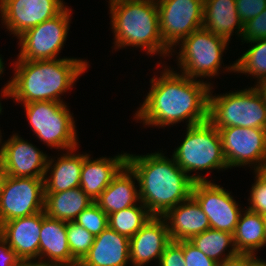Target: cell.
Returning a JSON list of instances; mask_svg holds the SVG:
<instances>
[{"mask_svg": "<svg viewBox=\"0 0 266 266\" xmlns=\"http://www.w3.org/2000/svg\"><path fill=\"white\" fill-rule=\"evenodd\" d=\"M109 5L116 49L142 47L147 54L169 56L171 50L160 35L156 0H121Z\"/></svg>", "mask_w": 266, "mask_h": 266, "instance_id": "277c9868", "label": "cell"}, {"mask_svg": "<svg viewBox=\"0 0 266 266\" xmlns=\"http://www.w3.org/2000/svg\"><path fill=\"white\" fill-rule=\"evenodd\" d=\"M3 70H4V63H3L2 58L0 57V75L3 74Z\"/></svg>", "mask_w": 266, "mask_h": 266, "instance_id": "ee69618b", "label": "cell"}, {"mask_svg": "<svg viewBox=\"0 0 266 266\" xmlns=\"http://www.w3.org/2000/svg\"><path fill=\"white\" fill-rule=\"evenodd\" d=\"M71 11L67 7L55 17L45 20L21 34L18 60L57 59L69 31Z\"/></svg>", "mask_w": 266, "mask_h": 266, "instance_id": "9c48e42d", "label": "cell"}, {"mask_svg": "<svg viewBox=\"0 0 266 266\" xmlns=\"http://www.w3.org/2000/svg\"><path fill=\"white\" fill-rule=\"evenodd\" d=\"M255 174L266 183V160L255 169Z\"/></svg>", "mask_w": 266, "mask_h": 266, "instance_id": "ab89813d", "label": "cell"}, {"mask_svg": "<svg viewBox=\"0 0 266 266\" xmlns=\"http://www.w3.org/2000/svg\"><path fill=\"white\" fill-rule=\"evenodd\" d=\"M65 8L63 0H0L1 19L17 37Z\"/></svg>", "mask_w": 266, "mask_h": 266, "instance_id": "5bb4252c", "label": "cell"}, {"mask_svg": "<svg viewBox=\"0 0 266 266\" xmlns=\"http://www.w3.org/2000/svg\"><path fill=\"white\" fill-rule=\"evenodd\" d=\"M236 9L241 22L244 24L248 20L258 16L266 9V0H235Z\"/></svg>", "mask_w": 266, "mask_h": 266, "instance_id": "e575fe53", "label": "cell"}, {"mask_svg": "<svg viewBox=\"0 0 266 266\" xmlns=\"http://www.w3.org/2000/svg\"><path fill=\"white\" fill-rule=\"evenodd\" d=\"M126 164L127 153L96 160H91L90 155L84 154L79 187L95 202Z\"/></svg>", "mask_w": 266, "mask_h": 266, "instance_id": "44dd1931", "label": "cell"}, {"mask_svg": "<svg viewBox=\"0 0 266 266\" xmlns=\"http://www.w3.org/2000/svg\"><path fill=\"white\" fill-rule=\"evenodd\" d=\"M162 218L166 221L171 241L189 240L210 229L209 219L192 196L168 210Z\"/></svg>", "mask_w": 266, "mask_h": 266, "instance_id": "d6986e66", "label": "cell"}, {"mask_svg": "<svg viewBox=\"0 0 266 266\" xmlns=\"http://www.w3.org/2000/svg\"><path fill=\"white\" fill-rule=\"evenodd\" d=\"M227 42L203 27L195 30L180 44L181 51L177 58L182 74L191 79L216 76Z\"/></svg>", "mask_w": 266, "mask_h": 266, "instance_id": "ba28073f", "label": "cell"}, {"mask_svg": "<svg viewBox=\"0 0 266 266\" xmlns=\"http://www.w3.org/2000/svg\"><path fill=\"white\" fill-rule=\"evenodd\" d=\"M241 37L247 43L258 39H266V9L243 24Z\"/></svg>", "mask_w": 266, "mask_h": 266, "instance_id": "1f68e13d", "label": "cell"}, {"mask_svg": "<svg viewBox=\"0 0 266 266\" xmlns=\"http://www.w3.org/2000/svg\"><path fill=\"white\" fill-rule=\"evenodd\" d=\"M133 171L126 164L112 179V182L95 200V203L109 216L110 214L140 204L139 190L135 187Z\"/></svg>", "mask_w": 266, "mask_h": 266, "instance_id": "7402d4cb", "label": "cell"}, {"mask_svg": "<svg viewBox=\"0 0 266 266\" xmlns=\"http://www.w3.org/2000/svg\"><path fill=\"white\" fill-rule=\"evenodd\" d=\"M41 212L6 221L0 225V235L22 260L39 256Z\"/></svg>", "mask_w": 266, "mask_h": 266, "instance_id": "e0dca14e", "label": "cell"}, {"mask_svg": "<svg viewBox=\"0 0 266 266\" xmlns=\"http://www.w3.org/2000/svg\"><path fill=\"white\" fill-rule=\"evenodd\" d=\"M74 222L97 236L108 227V215L94 202L81 211Z\"/></svg>", "mask_w": 266, "mask_h": 266, "instance_id": "4dcf8cb0", "label": "cell"}, {"mask_svg": "<svg viewBox=\"0 0 266 266\" xmlns=\"http://www.w3.org/2000/svg\"><path fill=\"white\" fill-rule=\"evenodd\" d=\"M255 87L260 92L264 99V102L266 103V77L260 82H257V85Z\"/></svg>", "mask_w": 266, "mask_h": 266, "instance_id": "60d3db41", "label": "cell"}, {"mask_svg": "<svg viewBox=\"0 0 266 266\" xmlns=\"http://www.w3.org/2000/svg\"><path fill=\"white\" fill-rule=\"evenodd\" d=\"M7 172H6V169L4 167V164L3 162L0 160V193L3 189V186H4V183H5V180L7 178Z\"/></svg>", "mask_w": 266, "mask_h": 266, "instance_id": "b9f144b4", "label": "cell"}, {"mask_svg": "<svg viewBox=\"0 0 266 266\" xmlns=\"http://www.w3.org/2000/svg\"><path fill=\"white\" fill-rule=\"evenodd\" d=\"M183 142L173 153L176 164L187 174L196 170L228 168L219 130L209 121L187 126Z\"/></svg>", "mask_w": 266, "mask_h": 266, "instance_id": "8992f818", "label": "cell"}, {"mask_svg": "<svg viewBox=\"0 0 266 266\" xmlns=\"http://www.w3.org/2000/svg\"><path fill=\"white\" fill-rule=\"evenodd\" d=\"M163 43L172 50L176 43L202 28V0H156Z\"/></svg>", "mask_w": 266, "mask_h": 266, "instance_id": "30bf717a", "label": "cell"}, {"mask_svg": "<svg viewBox=\"0 0 266 266\" xmlns=\"http://www.w3.org/2000/svg\"><path fill=\"white\" fill-rule=\"evenodd\" d=\"M211 95L209 91L208 120L216 128L266 129V103L256 87Z\"/></svg>", "mask_w": 266, "mask_h": 266, "instance_id": "5b68a950", "label": "cell"}, {"mask_svg": "<svg viewBox=\"0 0 266 266\" xmlns=\"http://www.w3.org/2000/svg\"><path fill=\"white\" fill-rule=\"evenodd\" d=\"M1 137H2V135H1V132H0V143H2L1 142V140H2ZM1 156H2V146L0 147V160H1Z\"/></svg>", "mask_w": 266, "mask_h": 266, "instance_id": "f6af8a7d", "label": "cell"}, {"mask_svg": "<svg viewBox=\"0 0 266 266\" xmlns=\"http://www.w3.org/2000/svg\"><path fill=\"white\" fill-rule=\"evenodd\" d=\"M92 203L94 201L80 187H76L62 192L45 193L44 212L52 218L71 222Z\"/></svg>", "mask_w": 266, "mask_h": 266, "instance_id": "d4e9b609", "label": "cell"}, {"mask_svg": "<svg viewBox=\"0 0 266 266\" xmlns=\"http://www.w3.org/2000/svg\"><path fill=\"white\" fill-rule=\"evenodd\" d=\"M258 258L254 254L238 253L236 256L219 262L217 266H252Z\"/></svg>", "mask_w": 266, "mask_h": 266, "instance_id": "74e56055", "label": "cell"}, {"mask_svg": "<svg viewBox=\"0 0 266 266\" xmlns=\"http://www.w3.org/2000/svg\"><path fill=\"white\" fill-rule=\"evenodd\" d=\"M61 266H75L79 262L71 255L68 244L66 222L52 218L41 211L39 259Z\"/></svg>", "mask_w": 266, "mask_h": 266, "instance_id": "ffe728a7", "label": "cell"}, {"mask_svg": "<svg viewBox=\"0 0 266 266\" xmlns=\"http://www.w3.org/2000/svg\"><path fill=\"white\" fill-rule=\"evenodd\" d=\"M188 241L217 263L238 254L234 246L233 234L229 232L210 228L192 236ZM230 246L231 250L224 256L225 250Z\"/></svg>", "mask_w": 266, "mask_h": 266, "instance_id": "4316f807", "label": "cell"}, {"mask_svg": "<svg viewBox=\"0 0 266 266\" xmlns=\"http://www.w3.org/2000/svg\"><path fill=\"white\" fill-rule=\"evenodd\" d=\"M185 266H217V262L209 258L188 240H184Z\"/></svg>", "mask_w": 266, "mask_h": 266, "instance_id": "d590c367", "label": "cell"}, {"mask_svg": "<svg viewBox=\"0 0 266 266\" xmlns=\"http://www.w3.org/2000/svg\"><path fill=\"white\" fill-rule=\"evenodd\" d=\"M257 43L249 48L236 62L227 69L256 76L258 82L266 77V39L250 41Z\"/></svg>", "mask_w": 266, "mask_h": 266, "instance_id": "f1b7e54d", "label": "cell"}, {"mask_svg": "<svg viewBox=\"0 0 266 266\" xmlns=\"http://www.w3.org/2000/svg\"><path fill=\"white\" fill-rule=\"evenodd\" d=\"M256 181L251 188V203L248 207L249 210L256 212L260 215H266V183L256 174Z\"/></svg>", "mask_w": 266, "mask_h": 266, "instance_id": "836d02e7", "label": "cell"}, {"mask_svg": "<svg viewBox=\"0 0 266 266\" xmlns=\"http://www.w3.org/2000/svg\"><path fill=\"white\" fill-rule=\"evenodd\" d=\"M1 161L11 177L44 178L48 156L17 134L1 144Z\"/></svg>", "mask_w": 266, "mask_h": 266, "instance_id": "9a60e30c", "label": "cell"}, {"mask_svg": "<svg viewBox=\"0 0 266 266\" xmlns=\"http://www.w3.org/2000/svg\"><path fill=\"white\" fill-rule=\"evenodd\" d=\"M117 1H121V0H109L110 4L117 2Z\"/></svg>", "mask_w": 266, "mask_h": 266, "instance_id": "7dc6e473", "label": "cell"}, {"mask_svg": "<svg viewBox=\"0 0 266 266\" xmlns=\"http://www.w3.org/2000/svg\"><path fill=\"white\" fill-rule=\"evenodd\" d=\"M233 242L238 253L255 254V250L266 246L263 215L249 209L241 213L233 233Z\"/></svg>", "mask_w": 266, "mask_h": 266, "instance_id": "484cf974", "label": "cell"}, {"mask_svg": "<svg viewBox=\"0 0 266 266\" xmlns=\"http://www.w3.org/2000/svg\"><path fill=\"white\" fill-rule=\"evenodd\" d=\"M74 150L71 149L58 157L57 162L48 159L44 177L45 193L62 192L80 186L83 154H74ZM48 171H51L49 178L47 177Z\"/></svg>", "mask_w": 266, "mask_h": 266, "instance_id": "cb8c5ba5", "label": "cell"}, {"mask_svg": "<svg viewBox=\"0 0 266 266\" xmlns=\"http://www.w3.org/2000/svg\"><path fill=\"white\" fill-rule=\"evenodd\" d=\"M16 63L14 77L3 87L1 95L23 104L63 102L60 95L69 90L88 67L85 60L76 58L17 60Z\"/></svg>", "mask_w": 266, "mask_h": 266, "instance_id": "3957f363", "label": "cell"}, {"mask_svg": "<svg viewBox=\"0 0 266 266\" xmlns=\"http://www.w3.org/2000/svg\"><path fill=\"white\" fill-rule=\"evenodd\" d=\"M192 197L202 208L210 228L234 233L241 211L238 203L223 187L210 181L194 182Z\"/></svg>", "mask_w": 266, "mask_h": 266, "instance_id": "4fadbf2b", "label": "cell"}, {"mask_svg": "<svg viewBox=\"0 0 266 266\" xmlns=\"http://www.w3.org/2000/svg\"><path fill=\"white\" fill-rule=\"evenodd\" d=\"M217 129L228 168L254 164L252 167L255 170L266 160V129L242 127Z\"/></svg>", "mask_w": 266, "mask_h": 266, "instance_id": "7c38bea8", "label": "cell"}, {"mask_svg": "<svg viewBox=\"0 0 266 266\" xmlns=\"http://www.w3.org/2000/svg\"><path fill=\"white\" fill-rule=\"evenodd\" d=\"M130 261L129 238L109 226L94 237L89 252L80 266H126Z\"/></svg>", "mask_w": 266, "mask_h": 266, "instance_id": "ac0fdd59", "label": "cell"}, {"mask_svg": "<svg viewBox=\"0 0 266 266\" xmlns=\"http://www.w3.org/2000/svg\"><path fill=\"white\" fill-rule=\"evenodd\" d=\"M127 165L139 184L140 203L156 217L189 199L194 182L208 181L201 175H187L174 157L169 159L161 152L140 156L127 153Z\"/></svg>", "mask_w": 266, "mask_h": 266, "instance_id": "7a4b0ae2", "label": "cell"}, {"mask_svg": "<svg viewBox=\"0 0 266 266\" xmlns=\"http://www.w3.org/2000/svg\"><path fill=\"white\" fill-rule=\"evenodd\" d=\"M23 106L30 127L41 141L57 149H76L75 121L64 102L39 101Z\"/></svg>", "mask_w": 266, "mask_h": 266, "instance_id": "52a82bcc", "label": "cell"}, {"mask_svg": "<svg viewBox=\"0 0 266 266\" xmlns=\"http://www.w3.org/2000/svg\"><path fill=\"white\" fill-rule=\"evenodd\" d=\"M151 217L152 215L141 203L110 214L108 226L130 239Z\"/></svg>", "mask_w": 266, "mask_h": 266, "instance_id": "83f0119b", "label": "cell"}, {"mask_svg": "<svg viewBox=\"0 0 266 266\" xmlns=\"http://www.w3.org/2000/svg\"><path fill=\"white\" fill-rule=\"evenodd\" d=\"M171 242L166 221L152 216L147 223L129 239L130 261L134 266H143L159 259Z\"/></svg>", "mask_w": 266, "mask_h": 266, "instance_id": "2e32d148", "label": "cell"}, {"mask_svg": "<svg viewBox=\"0 0 266 266\" xmlns=\"http://www.w3.org/2000/svg\"><path fill=\"white\" fill-rule=\"evenodd\" d=\"M203 28L230 41L234 29L242 35L243 23L236 9L235 0H204Z\"/></svg>", "mask_w": 266, "mask_h": 266, "instance_id": "603a6c76", "label": "cell"}, {"mask_svg": "<svg viewBox=\"0 0 266 266\" xmlns=\"http://www.w3.org/2000/svg\"><path fill=\"white\" fill-rule=\"evenodd\" d=\"M1 106H2V105H1V103H0V114H1V112H2V108H1Z\"/></svg>", "mask_w": 266, "mask_h": 266, "instance_id": "c3c4849f", "label": "cell"}, {"mask_svg": "<svg viewBox=\"0 0 266 266\" xmlns=\"http://www.w3.org/2000/svg\"><path fill=\"white\" fill-rule=\"evenodd\" d=\"M44 178L7 176L0 193V225L44 211Z\"/></svg>", "mask_w": 266, "mask_h": 266, "instance_id": "8fae6325", "label": "cell"}, {"mask_svg": "<svg viewBox=\"0 0 266 266\" xmlns=\"http://www.w3.org/2000/svg\"><path fill=\"white\" fill-rule=\"evenodd\" d=\"M22 259L0 235V266H19Z\"/></svg>", "mask_w": 266, "mask_h": 266, "instance_id": "8d00e7d4", "label": "cell"}, {"mask_svg": "<svg viewBox=\"0 0 266 266\" xmlns=\"http://www.w3.org/2000/svg\"><path fill=\"white\" fill-rule=\"evenodd\" d=\"M159 266H185L184 262V240L171 241L163 251Z\"/></svg>", "mask_w": 266, "mask_h": 266, "instance_id": "d6a6232c", "label": "cell"}, {"mask_svg": "<svg viewBox=\"0 0 266 266\" xmlns=\"http://www.w3.org/2000/svg\"><path fill=\"white\" fill-rule=\"evenodd\" d=\"M264 218V223H265V232H266V215L263 216Z\"/></svg>", "mask_w": 266, "mask_h": 266, "instance_id": "bcb514c9", "label": "cell"}, {"mask_svg": "<svg viewBox=\"0 0 266 266\" xmlns=\"http://www.w3.org/2000/svg\"><path fill=\"white\" fill-rule=\"evenodd\" d=\"M151 79V88L136 115L145 125L168 126L188 122L187 126L208 120L211 83L191 79L166 68Z\"/></svg>", "mask_w": 266, "mask_h": 266, "instance_id": "6da1fadb", "label": "cell"}, {"mask_svg": "<svg viewBox=\"0 0 266 266\" xmlns=\"http://www.w3.org/2000/svg\"><path fill=\"white\" fill-rule=\"evenodd\" d=\"M66 232L71 255L80 262L89 252L95 236L74 221L66 222Z\"/></svg>", "mask_w": 266, "mask_h": 266, "instance_id": "f546056e", "label": "cell"}, {"mask_svg": "<svg viewBox=\"0 0 266 266\" xmlns=\"http://www.w3.org/2000/svg\"><path fill=\"white\" fill-rule=\"evenodd\" d=\"M252 266H266V261L260 260L259 258L252 264Z\"/></svg>", "mask_w": 266, "mask_h": 266, "instance_id": "7bdbcfd3", "label": "cell"}, {"mask_svg": "<svg viewBox=\"0 0 266 266\" xmlns=\"http://www.w3.org/2000/svg\"><path fill=\"white\" fill-rule=\"evenodd\" d=\"M19 266H61L55 263H49L44 260H39L37 262H32V260H22Z\"/></svg>", "mask_w": 266, "mask_h": 266, "instance_id": "f35d334b", "label": "cell"}]
</instances>
